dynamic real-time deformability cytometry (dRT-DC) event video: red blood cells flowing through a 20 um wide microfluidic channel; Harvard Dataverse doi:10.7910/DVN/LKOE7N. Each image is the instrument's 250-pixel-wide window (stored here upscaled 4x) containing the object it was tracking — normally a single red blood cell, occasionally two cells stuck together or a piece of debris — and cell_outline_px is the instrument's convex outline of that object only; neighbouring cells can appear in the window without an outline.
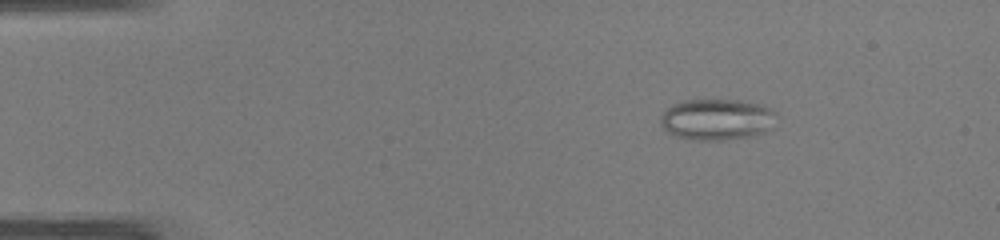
{"species": "common noctule bat (a hibernating species)", "species_latin": "Nyctalus noctula", "temperature_condition": "warm", "stored_images_in_passage": 45, "camera_frame_rate_fps": 3000, "um_per_image_px": 0.085, "animal": {"sex": "male", "body_mass_g": 19.0, "forearm_length_mm": 50.8}, "frame": {"image": 1, "passage_image": 5, "time_ms": 1.333, "image_size_px": [1000, 240], "cell_outline_px": [[776, 112], [772, 128], [764, 132], [752, 136], [724, 140], [688, 140], [676, 136], [668, 132], [660, 124], [660, 116], [664, 108], [672, 104], [684, 100], [740, 100], [760, 104], [772, 108]], "centroid_in_image_um": [60.91, 10.15], "position_along_channel_um": 24.1, "area_um2": 28.26}}
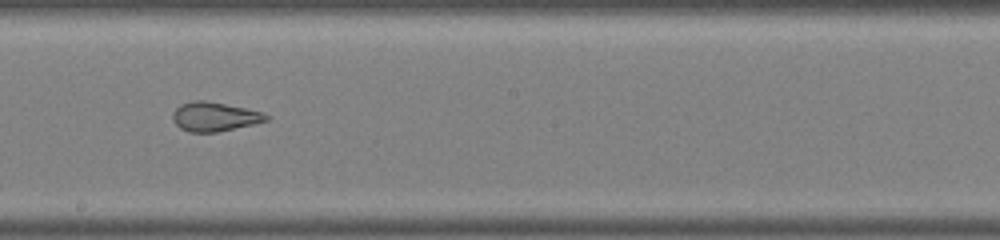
{"frame": {"image": 2, "passage_image": 25, "time_ms": 8.0, "image_size_px": [1000, 240], "cell_outline_px": [[272, 116], [268, 120], [252, 124], [216, 132], [188, 132], [180, 128], [172, 120], [172, 112], [180, 104], [196, 100], [204, 100], [264, 112]], "centroid_in_image_um": [18.22, 9.91], "position_along_channel_um": 230.0, "area_um2": 15.84}}
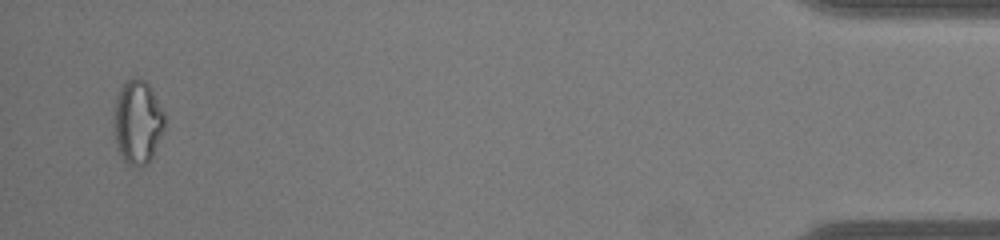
{"frame": {"image": 3, "passage_image": 44, "time_ms": 14.333, "image_size_px": [1000, 240], "cell_outline_px": [[164, 128], [152, 156], [148, 164], [136, 168], [128, 164], [120, 156], [116, 140], [116, 100], [124, 80], [144, 80], [148, 84], [164, 112]], "centroid_in_image_um": [11.72, 10.42], "position_along_channel_um": 423.5, "area_um2": 23.99}, "authors_computed_cell_mechanics": {"area_um2": 21.0392, "velocity_mm_per_s": 4.2736, "shape_relaxation_time_tau1_ms": null, "shape_relaxation_time_tau2_ms": 0.9109, "deformation_change_tau1": null, "deformation_change_tau2": 0.0822}}